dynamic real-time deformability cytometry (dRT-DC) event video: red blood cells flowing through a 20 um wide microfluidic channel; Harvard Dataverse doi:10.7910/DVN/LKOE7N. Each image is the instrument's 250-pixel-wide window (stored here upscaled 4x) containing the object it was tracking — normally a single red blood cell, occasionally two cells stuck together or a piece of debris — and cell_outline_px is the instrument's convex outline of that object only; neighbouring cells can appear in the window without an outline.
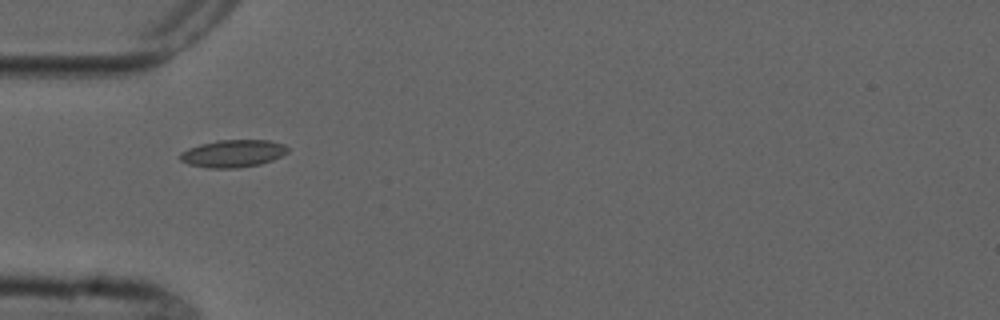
{"species": "common noctule bat (a hibernating species)", "species_latin": "Nyctalus noctula", "temperature_condition": "cold", "stored_images_in_passage": 3, "camera_frame_rate_fps": 3000, "um_per_image_px": 0.085, "animal": {"sex": "male", "forearm_length_mm": 52.5}, "frame": {"image": 1, "passage_image": 1, "time_ms": 0.0, "image_size_px": [1000, 320], "cell_outline_px": [[288, 152], [272, 160], [260, 164], [236, 168], [208, 168], [188, 164], [180, 160], [180, 152], [188, 148], [200, 144], [216, 140], [268, 140], [284, 144], [288, 148]], "centroid_in_image_um": [19.78, 13.04], "position_along_channel_um": 65.2, "area_um2": 17.22}}
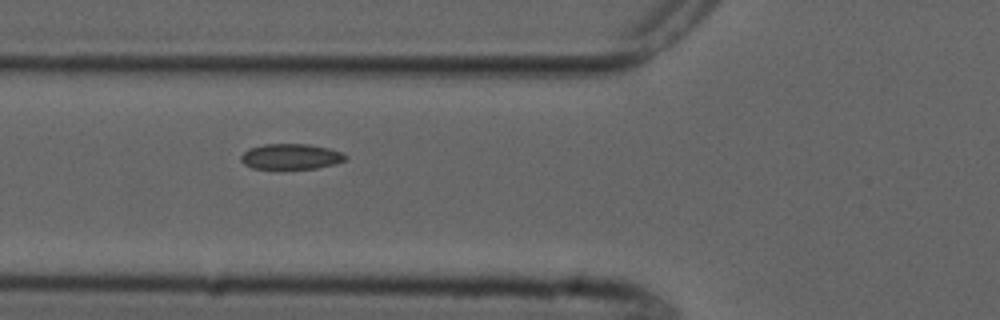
{"frame": {"image": 2, "passage_image": 2, "time_ms": 1.0, "image_size_px": [1000, 320], "cell_outline_px": [[348, 156], [344, 160], [336, 164], [316, 168], [252, 168], [244, 164], [240, 160], [240, 156], [248, 148], [264, 144], [308, 144], [328, 148], [340, 152]], "centroid_in_image_um": [24.7, 13.3], "position_along_channel_um": 101.1, "area_um2": 15.43}}
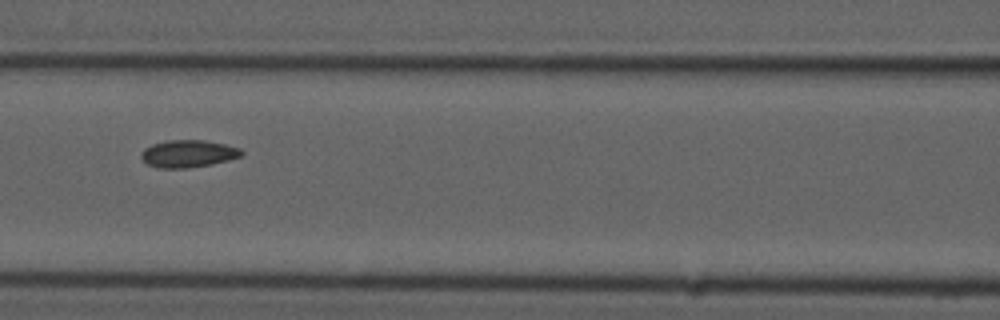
{"frame": {"image": 3, "passage_image": 3, "time_ms": 2.333, "image_size_px": [1000, 320], "cell_outline_px": [[244, 152], [240, 156], [228, 160], [212, 164], [188, 168], [160, 168], [148, 164], [140, 156], [144, 148], [152, 144], [168, 140], [204, 140], [224, 144], [240, 148]], "centroid_in_image_um": [15.99, 13.06], "position_along_channel_um": 150.6, "area_um2": 15.9}}